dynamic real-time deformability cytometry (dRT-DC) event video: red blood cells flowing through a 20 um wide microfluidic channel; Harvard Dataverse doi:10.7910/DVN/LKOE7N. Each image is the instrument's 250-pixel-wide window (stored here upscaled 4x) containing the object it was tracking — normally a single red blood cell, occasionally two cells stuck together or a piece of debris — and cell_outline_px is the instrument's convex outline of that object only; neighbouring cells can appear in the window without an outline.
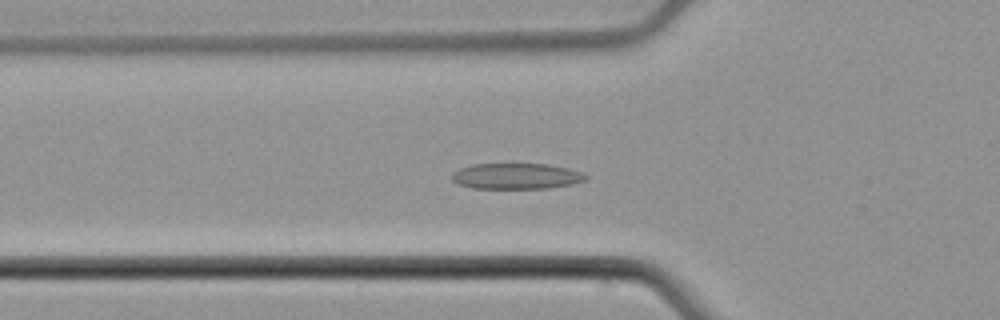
{"species": "common noctule bat (a hibernating species)", "species_latin": "Nyctalus noctula", "temperature_condition": "cold", "stored_images_in_passage": 55, "camera_frame_rate_fps": 3000, "um_per_image_px": 0.085, "animal": {"sex": "male", "body_mass_g": 21.5, "forearm_length_mm": 52.0}, "frame": {"image": 1, "passage_image": 20, "time_ms": 6.333, "image_size_px": [1000, 320], "cell_outline_px": [[588, 180], [572, 184], [548, 188], [472, 188], [460, 184], [452, 180], [452, 172], [460, 168], [472, 164], [548, 164], [568, 168], [580, 172], [588, 176]], "centroid_in_image_um": [43.9, 14.97], "position_along_channel_um": 81.9, "area_um2": 20.11}}
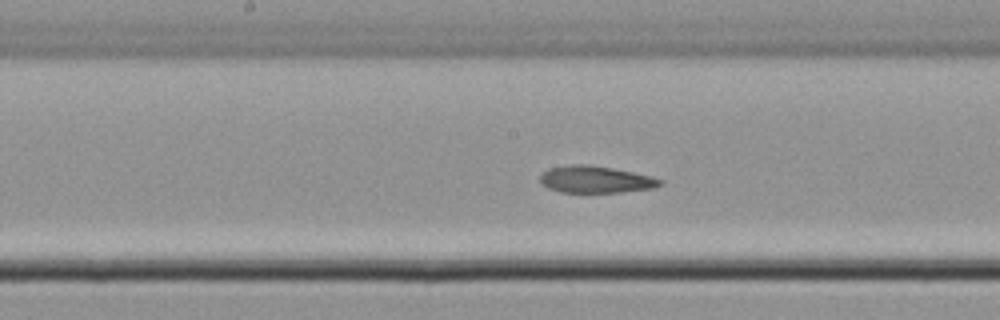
{"frame": {"image": 2, "passage_image": 29, "time_ms": 9.333, "image_size_px": [1000, 320], "cell_outline_px": [[664, 184], [652, 188], [620, 192], [560, 192], [548, 188], [540, 184], [540, 176], [548, 168], [568, 164], [588, 164], [612, 168], [652, 176], [664, 180]], "centroid_in_image_um": [50.61, 15.25], "position_along_channel_um": 197.6, "area_um2": 18.96}}
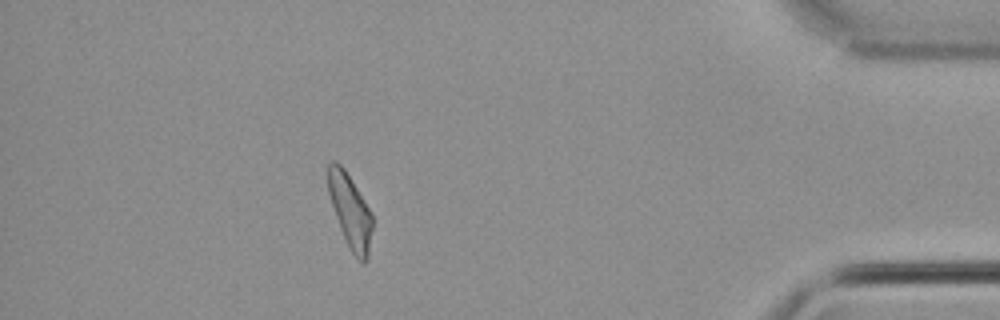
{"frame": {"image": 3, "passage_image": 49, "time_ms": 16.0, "image_size_px": [1000, 320], "cell_outline_px": [[372, 228], [368, 260], [364, 264], [352, 252], [344, 240], [328, 192], [324, 172], [328, 164], [332, 160], [336, 160], [344, 168], [372, 212]], "centroid_in_image_um": [29.73, 17.88], "position_along_channel_um": 405.5, "area_um2": 19.36}, "authors_computed_cell_mechanics": {"area_um2": 19.8832, "velocity_mm_per_s": 3.8614, "shape_relaxation_time_tau1_ms": 4.8806, "shape_relaxation_time_tau2_ms": 2.8388, "deformation_change_tau1": 0.1242, "deformation_change_tau2": 0.0933}}